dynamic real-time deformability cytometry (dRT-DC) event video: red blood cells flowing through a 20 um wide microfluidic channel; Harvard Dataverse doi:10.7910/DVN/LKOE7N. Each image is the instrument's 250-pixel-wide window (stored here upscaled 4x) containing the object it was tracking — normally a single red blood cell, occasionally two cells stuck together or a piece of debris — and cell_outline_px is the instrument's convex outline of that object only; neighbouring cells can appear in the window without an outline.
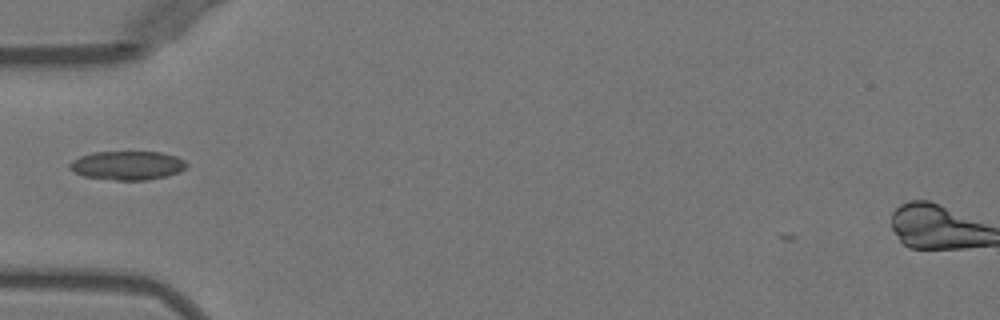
{"species": "Egyptian fruit bat (a non-hibernating species)", "species_latin": "Rousettus aegyptiacus", "temperature_condition": "warm", "stored_images_in_passage": 35, "camera_frame_rate_fps": 3000, "um_per_image_px": 0.085, "animal": {"sex": "female"}, "frame": {"image": 1, "passage_image": 1, "time_ms": 0.0, "image_size_px": [1000, 320], "cell_outline_px": [[188, 164], [180, 172], [148, 180], [116, 180], [84, 176], [68, 168], [68, 164], [72, 160], [80, 156], [92, 152], [160, 152], [176, 156], [184, 160]], "centroid_in_image_um": [10.82, 14.05], "position_along_channel_um": 74.2, "area_um2": 19.59}}
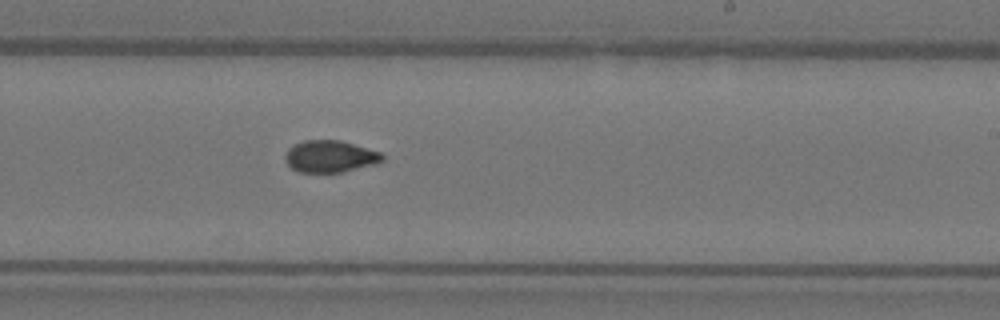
{"frame": {"image": 2, "passage_image": 15, "time_ms": 4.667, "image_size_px": [1000, 320], "cell_outline_px": [[384, 160], [376, 164], [344, 172], [300, 172], [292, 168], [288, 164], [284, 156], [288, 148], [292, 144], [304, 140], [340, 140], [380, 152], [384, 156]], "centroid_in_image_um": [28.05, 13.29], "position_along_channel_um": 260.9, "area_um2": 18.15}}
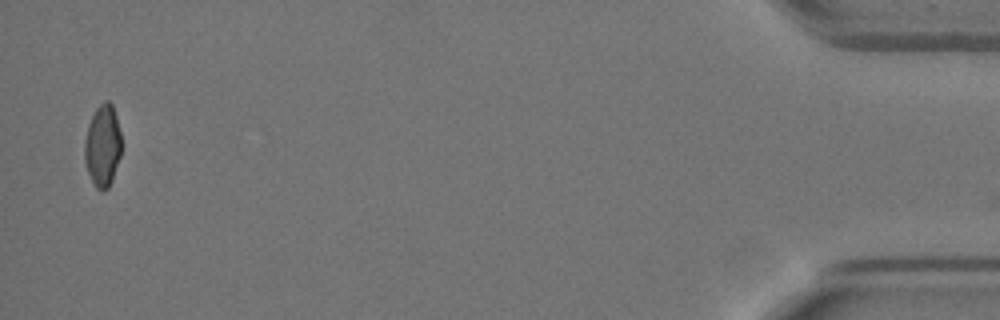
{"frame": {"image": 3, "passage_image": 34, "time_ms": 11.0, "image_size_px": [1000, 320], "cell_outline_px": [[120, 156], [112, 180], [108, 188], [104, 192], [96, 188], [88, 172], [84, 160], [84, 140], [88, 124], [96, 108], [104, 100], [108, 100], [112, 104], [116, 116], [120, 132]], "centroid_in_image_um": [8.71, 12.38], "position_along_channel_um": 426.5, "area_um2": 17.57}}